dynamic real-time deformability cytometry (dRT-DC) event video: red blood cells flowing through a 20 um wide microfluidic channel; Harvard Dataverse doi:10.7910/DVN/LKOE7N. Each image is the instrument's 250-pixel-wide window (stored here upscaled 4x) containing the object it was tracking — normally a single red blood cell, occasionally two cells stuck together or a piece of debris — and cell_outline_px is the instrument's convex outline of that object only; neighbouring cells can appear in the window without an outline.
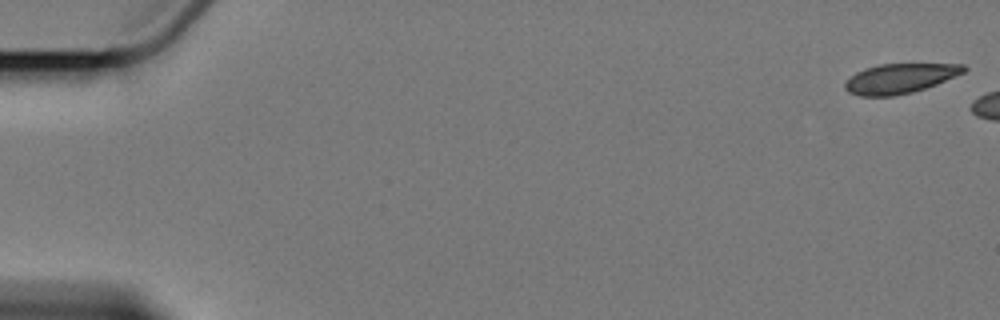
{"species": "Egyptian fruit bat (a non-hibernating species)", "species_latin": "Rousettus aegyptiacus", "temperature_condition": "cold", "stored_images_in_passage": 11, "camera_frame_rate_fps": 3000, "um_per_image_px": 0.085, "animal": {"sex": "female"}, "frame": {"image": 1, "passage_image": 1, "time_ms": 0.0, "image_size_px": [1000, 320], "cell_outline_px": [[968, 68], [964, 72], [936, 84], [912, 92], [892, 96], [860, 96], [848, 92], [844, 88], [844, 84], [856, 72], [864, 68], [880, 64], [964, 64]], "centroid_in_image_um": [76.47, 6.66], "position_along_channel_um": 8.5, "area_um2": 20.4}}
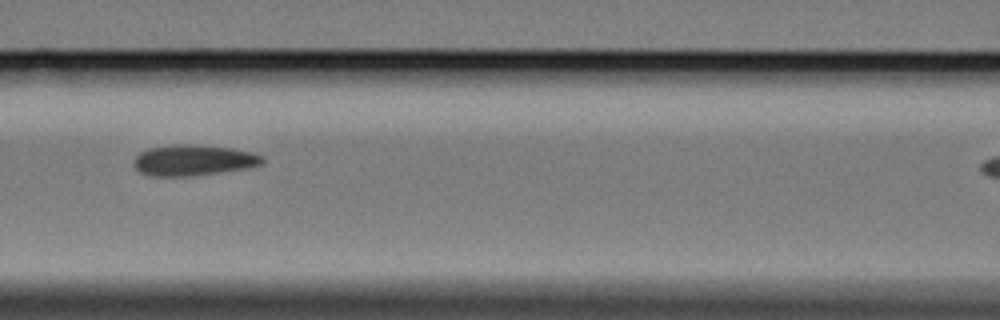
{"frame": {"image": 2, "passage_image": 8, "time_ms": 8.667, "image_size_px": [1000, 320], "cell_outline_px": [[264, 160], [260, 164], [248, 168], [192, 176], [152, 176], [140, 172], [132, 164], [132, 160], [140, 152], [148, 148], [176, 144], [192, 144], [232, 148], [252, 152], [264, 156]], "centroid_in_image_um": [16.42, 13.61], "position_along_channel_um": 150.2, "area_um2": 23.24}}
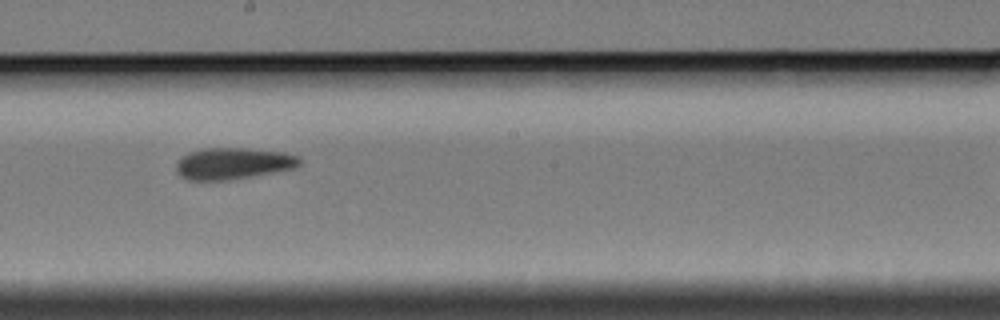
{"frame": {"image": 3, "passage_image": 10, "time_ms": 11.0, "image_size_px": [1000, 320], "cell_outline_px": [[300, 164], [296, 168], [232, 180], [188, 180], [180, 176], [176, 172], [176, 160], [180, 156], [188, 152], [204, 148], [244, 148], [284, 152], [300, 156]], "centroid_in_image_um": [19.79, 13.89], "position_along_channel_um": 228.4, "area_um2": 23.06}}